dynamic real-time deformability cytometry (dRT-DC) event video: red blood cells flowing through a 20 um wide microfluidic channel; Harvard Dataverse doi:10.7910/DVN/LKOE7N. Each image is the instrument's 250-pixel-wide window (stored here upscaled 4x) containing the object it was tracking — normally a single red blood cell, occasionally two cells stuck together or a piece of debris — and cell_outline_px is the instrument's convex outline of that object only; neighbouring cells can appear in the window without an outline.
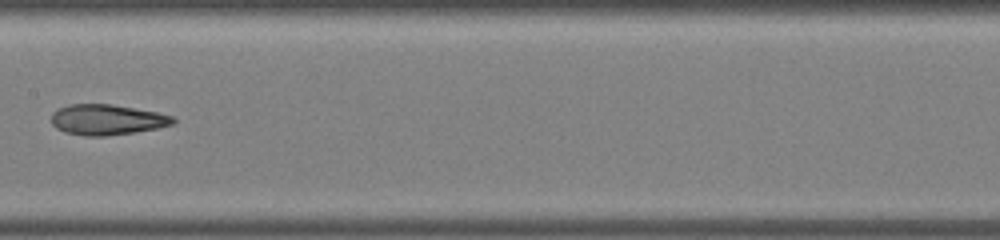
{"species": "common noctule bat (a hibernating species)", "species_latin": "Nyctalus noctula", "temperature_condition": "warm", "stored_images_in_passage": 24, "camera_frame_rate_fps": 3000, "um_per_image_px": 0.085, "animal": {"sex": "male", "body_mass_g": 19.0, "forearm_length_mm": 50.8}, "frame": {"image": 1, "passage_image": 8, "time_ms": 2.333, "image_size_px": [1000, 240], "cell_outline_px": [[176, 120], [172, 124], [156, 128], [132, 132], [104, 136], [84, 136], [64, 132], [56, 128], [52, 124], [52, 112], [68, 104], [112, 104], [156, 112], [176, 116]], "centroid_in_image_um": [9.08, 10.17], "position_along_channel_um": 198.3, "area_um2": 21.56}}
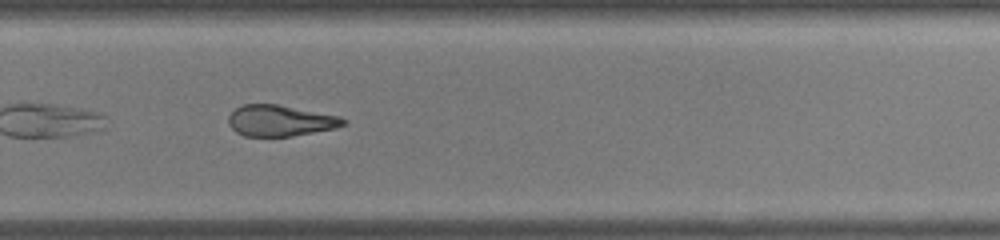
{"frame": {"image": 2, "passage_image": 14, "time_ms": 4.333, "image_size_px": [1000, 240], "cell_outline_px": [[348, 120], [344, 124], [336, 128], [292, 136], [244, 136], [236, 132], [228, 124], [228, 116], [236, 108], [244, 104], [276, 104], [340, 116]], "centroid_in_image_um": [23.81, 10.26], "position_along_channel_um": 306.0, "area_um2": 20.75}}
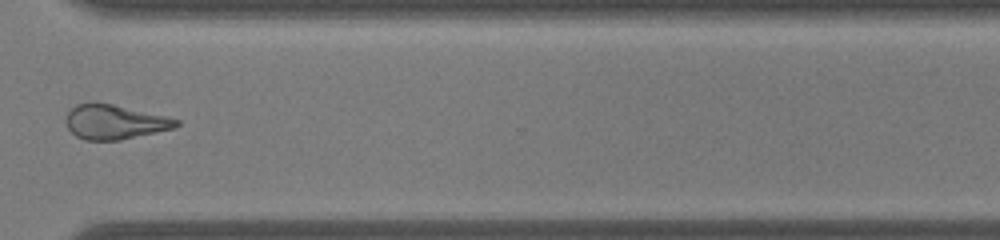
{"frame": {"image": 3, "passage_image": 17, "time_ms": 5.333, "image_size_px": [1000, 240], "cell_outline_px": [[180, 124], [176, 128], [120, 140], [84, 140], [76, 136], [68, 128], [64, 120], [68, 112], [76, 104], [96, 100], [164, 116], [180, 120]], "centroid_in_image_um": [9.71, 10.35], "position_along_channel_um": 360.9, "area_um2": 22.43}}